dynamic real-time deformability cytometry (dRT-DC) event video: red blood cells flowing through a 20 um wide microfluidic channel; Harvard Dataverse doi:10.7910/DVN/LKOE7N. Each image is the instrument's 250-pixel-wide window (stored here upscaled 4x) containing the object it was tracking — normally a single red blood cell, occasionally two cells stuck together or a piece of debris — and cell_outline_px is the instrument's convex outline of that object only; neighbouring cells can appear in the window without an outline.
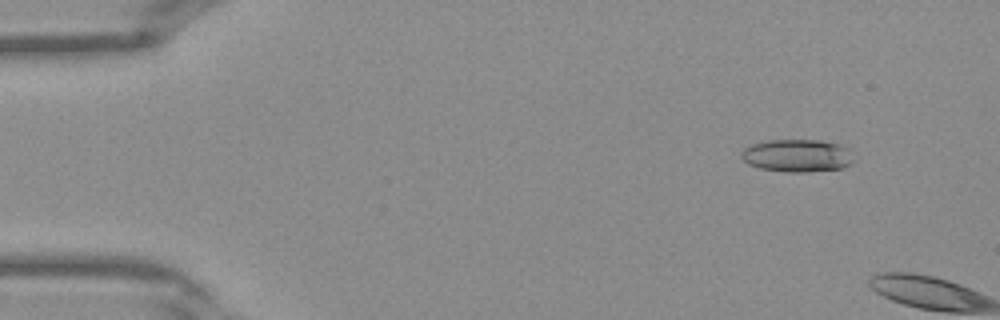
{"species": "Egyptian fruit bat (a non-hibernating species)", "species_latin": "Rousettus aegyptiacus", "temperature_condition": "warm", "stored_images_in_passage": 6, "camera_frame_rate_fps": 3000, "um_per_image_px": 0.085, "frame": {"image": 1, "passage_image": 4, "time_ms": 1.0, "image_size_px": [1000, 320], "cell_outline_px": [[852, 160], [844, 168], [808, 172], [784, 172], [760, 168], [748, 164], [740, 156], [740, 152], [744, 148], [752, 144], [768, 140], [820, 140], [836, 144], [848, 148]], "centroid_in_image_um": [67.71, 13.23], "position_along_channel_um": 17.3, "area_um2": 21.33}}